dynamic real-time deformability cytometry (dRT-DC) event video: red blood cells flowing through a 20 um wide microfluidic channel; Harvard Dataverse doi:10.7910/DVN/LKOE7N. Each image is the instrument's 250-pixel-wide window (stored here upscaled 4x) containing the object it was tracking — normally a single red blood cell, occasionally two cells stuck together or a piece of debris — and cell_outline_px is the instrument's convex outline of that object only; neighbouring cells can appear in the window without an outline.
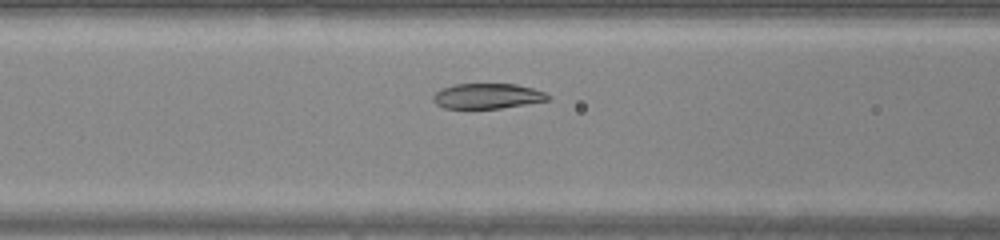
{"species": "common noctule bat (a hibernating species)", "species_latin": "Nyctalus noctula", "temperature_condition": "warm", "stored_images_in_passage": 36, "camera_frame_rate_fps": 3000, "um_per_image_px": 0.085, "animal": {"sex": "male", "body_mass_g": 20.0, "forearm_length_mm": 53.3}, "frame": {"image": 1, "passage_image": 11, "time_ms": 3.333, "image_size_px": [1000, 240], "cell_outline_px": [[552, 96], [548, 100], [500, 108], [444, 108], [436, 104], [432, 100], [432, 96], [440, 88], [456, 84], [516, 84], [532, 88], [544, 92]], "centroid_in_image_um": [41.4, 8.16], "position_along_channel_um": 125.2, "area_um2": 16.82}}
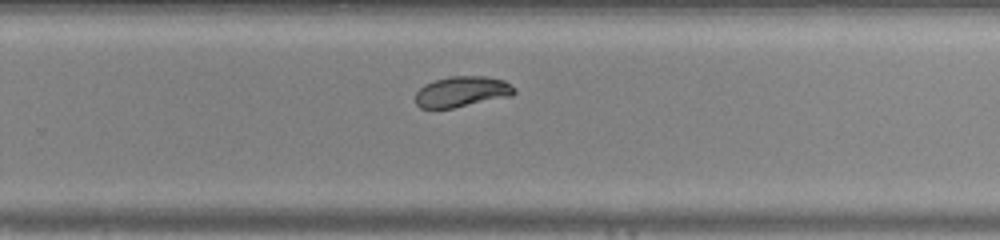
{"frame": {"image": 2, "passage_image": 22, "time_ms": 7.0, "image_size_px": [1000, 240], "cell_outline_px": [[516, 92], [512, 96], [452, 108], [420, 108], [416, 104], [416, 92], [424, 84], [436, 80], [452, 76], [484, 76], [504, 80], [516, 88]], "centroid_in_image_um": [39.28, 7.79], "position_along_channel_um": 290.5, "area_um2": 17.63}}
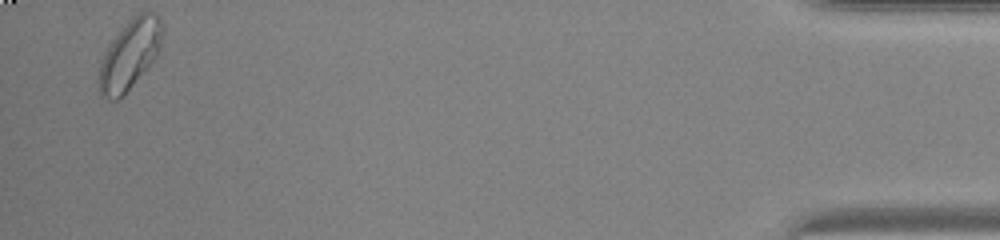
{"frame": {"image": 3, "passage_image": 36, "time_ms": 11.667, "image_size_px": [1000, 240], "cell_outline_px": [[164, 32], [160, 48], [156, 56], [132, 84], [116, 100], [108, 100], [100, 96], [96, 88], [96, 80], [100, 64], [112, 40], [140, 12], [152, 12], [164, 24]], "centroid_in_image_um": [11.0, 4.68], "position_along_channel_um": 424.2, "area_um2": 25.09}}